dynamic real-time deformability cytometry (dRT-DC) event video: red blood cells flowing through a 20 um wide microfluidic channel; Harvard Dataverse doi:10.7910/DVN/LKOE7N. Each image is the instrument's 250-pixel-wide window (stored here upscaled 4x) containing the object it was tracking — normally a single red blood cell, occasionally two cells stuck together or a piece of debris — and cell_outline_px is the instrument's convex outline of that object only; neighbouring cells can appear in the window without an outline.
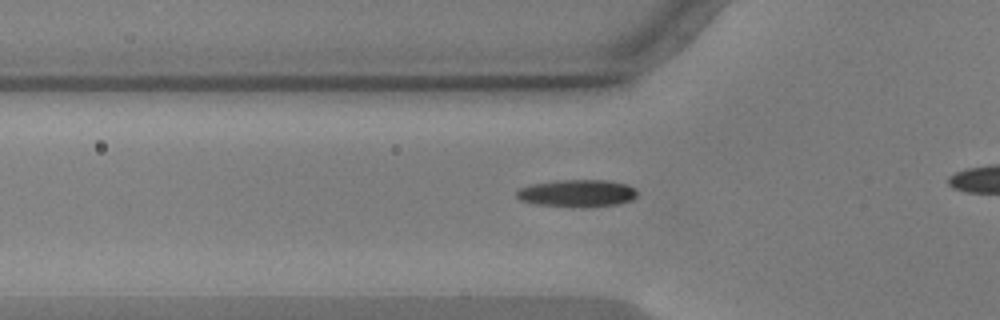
{"species": "common noctule bat (a hibernating species)", "species_latin": "Nyctalus noctula", "temperature_condition": "warm", "stored_images_in_passage": 42, "camera_frame_rate_fps": 3000, "um_per_image_px": 0.085, "animal": {"sex": "male", "body_mass_g": 17.9, "forearm_length_mm": 54.2}, "frame": {"image": 1, "passage_image": 15, "time_ms": 4.667, "image_size_px": [1000, 320], "cell_outline_px": [[636, 196], [632, 200], [616, 204], [572, 208], [536, 204], [520, 200], [516, 196], [516, 192], [520, 188], [532, 184], [556, 180], [608, 180], [624, 184], [636, 188]], "centroid_in_image_um": [49.03, 16.43], "position_along_channel_um": 76.8, "area_um2": 19.25}}
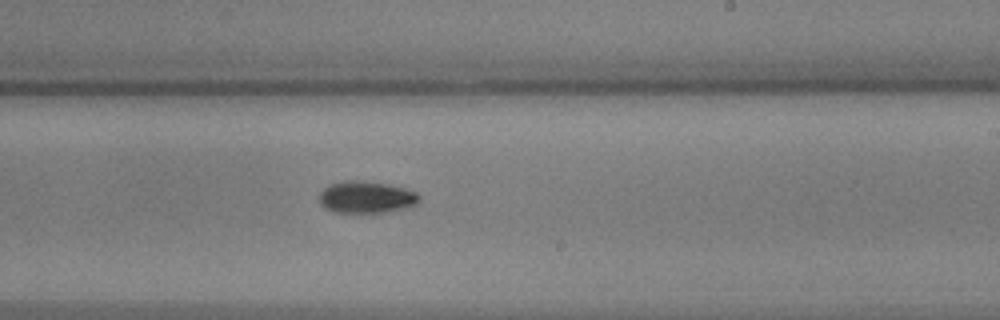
{"frame": {"image": 2, "passage_image": 30, "time_ms": 9.667, "image_size_px": [1000, 320], "cell_outline_px": [[420, 200], [416, 204], [408, 208], [388, 212], [332, 212], [324, 208], [320, 204], [320, 192], [324, 188], [332, 184], [344, 180], [356, 180], [384, 184], [404, 188], [416, 192], [420, 196]], "centroid_in_image_um": [31.14, 16.77], "position_along_channel_um": 257.9, "area_um2": 18.55}}
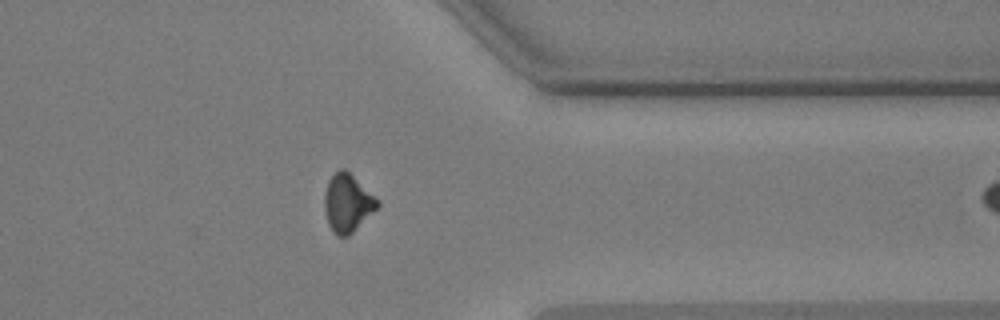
{"frame": {"image": 3, "passage_image": 41, "time_ms": 13.333, "image_size_px": [1000, 320], "cell_outline_px": [[380, 204], [348, 236], [336, 236], [328, 224], [324, 208], [324, 196], [328, 180], [340, 168], [344, 168], [380, 200]], "centroid_in_image_um": [29.52, 17.25], "position_along_channel_um": 381.9, "area_um2": 17.63}}